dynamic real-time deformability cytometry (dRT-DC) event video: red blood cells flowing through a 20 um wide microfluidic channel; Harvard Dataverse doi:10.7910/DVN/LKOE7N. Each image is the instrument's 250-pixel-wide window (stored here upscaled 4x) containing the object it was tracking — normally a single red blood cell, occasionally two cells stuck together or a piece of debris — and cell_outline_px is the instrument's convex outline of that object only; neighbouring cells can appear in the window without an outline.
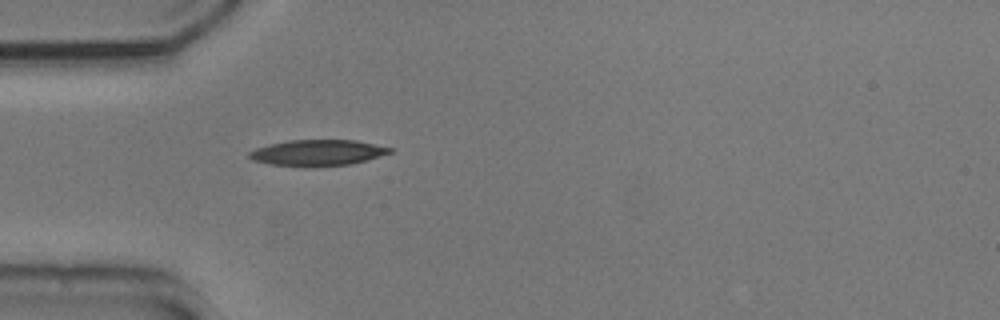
{"species": "common noctule bat (a hibernating species)", "species_latin": "Nyctalus noctula", "temperature_condition": "cold", "stored_images_in_passage": 31, "camera_frame_rate_fps": 3000, "um_per_image_px": 0.085, "animal": {"sex": "male", "body_mass_g": 20.5, "forearm_length_mm": 52.5}, "frame": {"image": 1, "passage_image": 1, "time_ms": 0.0, "image_size_px": [1000, 320], "cell_outline_px": [[392, 152], [352, 164], [312, 168], [304, 168], [268, 164], [252, 160], [248, 156], [248, 152], [256, 148], [288, 140], [356, 140], [392, 148]], "centroid_in_image_um": [26.95, 13.01], "position_along_channel_um": 58.0, "area_um2": 21.62}}
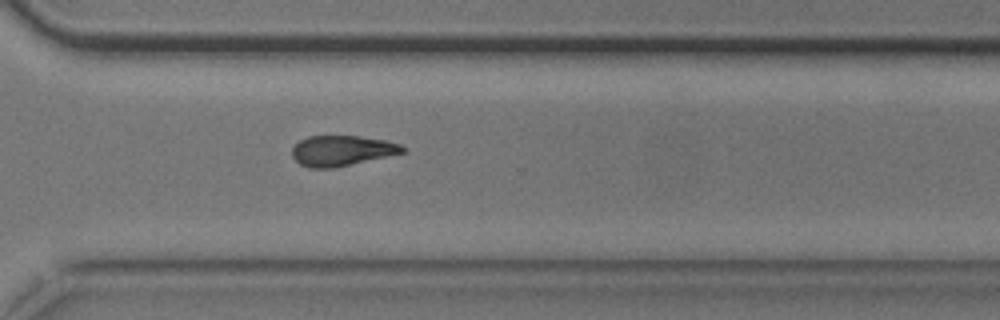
{"frame": {"image": 2, "passage_image": 24, "time_ms": 7.667, "image_size_px": [1000, 320], "cell_outline_px": [[408, 152], [332, 168], [308, 168], [300, 164], [292, 156], [292, 148], [300, 140], [308, 136], [360, 136], [384, 140], [400, 144], [408, 148]], "centroid_in_image_um": [29.09, 12.81], "position_along_channel_um": 341.5, "area_um2": 19.65}}
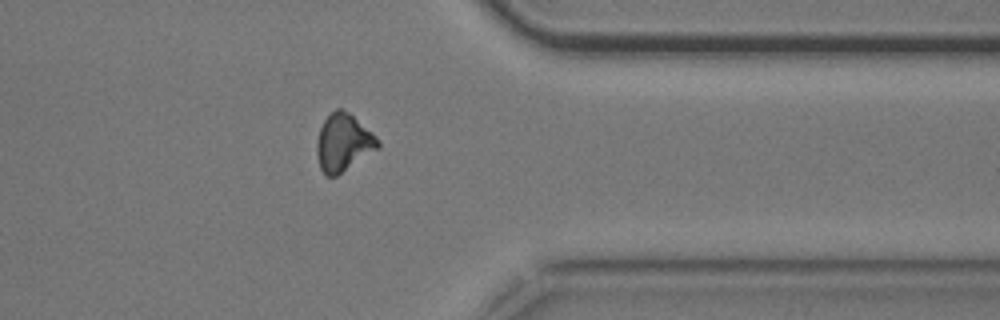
{"frame": {"image": 3, "passage_image": 28, "time_ms": 9.0, "image_size_px": [1000, 320], "cell_outline_px": [[380, 148], [336, 176], [324, 176], [320, 168], [316, 152], [316, 140], [320, 128], [324, 120], [336, 108], [340, 108], [348, 112], [372, 132], [380, 140]], "centroid_in_image_um": [29.18, 12.14], "position_along_channel_um": 382.2, "area_um2": 20.52}, "authors_computed_cell_mechanics": {"area_um2": 20.6346, "velocity_mm_per_s": 3.7412, "shape_relaxation_time_tau1_ms": 3.1892, "shape_relaxation_time_tau2_ms": null, "deformation_change_tau1": 0.1359, "deformation_change_tau2": null}}